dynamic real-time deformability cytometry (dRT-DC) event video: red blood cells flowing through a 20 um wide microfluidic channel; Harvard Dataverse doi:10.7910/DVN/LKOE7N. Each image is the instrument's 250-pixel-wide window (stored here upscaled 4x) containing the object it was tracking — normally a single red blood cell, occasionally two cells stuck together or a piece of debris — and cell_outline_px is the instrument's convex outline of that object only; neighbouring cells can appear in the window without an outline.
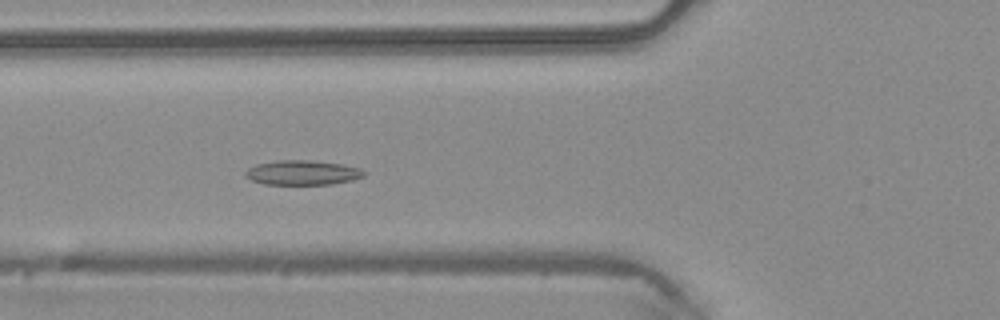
{"species": "common noctule bat (a hibernating species)", "species_latin": "Nyctalus noctula", "temperature_condition": "warm", "stored_images_in_passage": 46, "camera_frame_rate_fps": 3000, "um_per_image_px": 0.085, "animal": {"sex": "male", "body_mass_g": 20.4}, "frame": {"image": 1, "passage_image": 16, "time_ms": 5.0, "image_size_px": [1000, 320], "cell_outline_px": [[364, 176], [352, 180], [332, 184], [264, 184], [252, 180], [244, 176], [244, 172], [248, 168], [256, 164], [276, 160], [312, 160], [340, 164], [360, 168], [364, 172]], "centroid_in_image_um": [25.67, 14.67], "position_along_channel_um": 100.1, "area_um2": 16.99}}
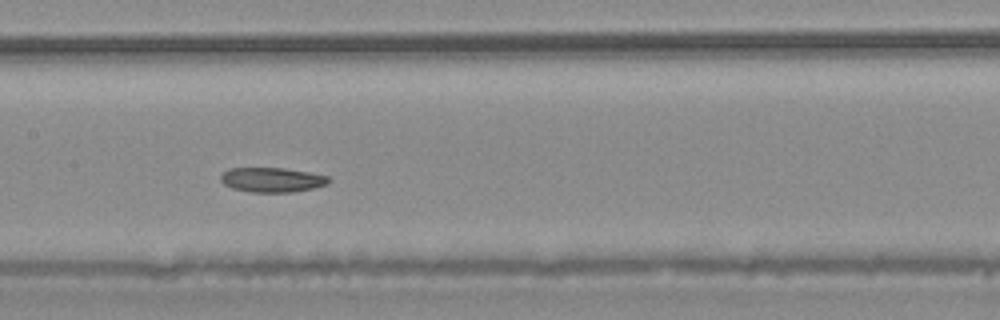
{"frame": {"image": 2, "passage_image": 22, "time_ms": 7.0, "image_size_px": [1000, 320], "cell_outline_px": [[332, 180], [328, 184], [312, 188], [292, 192], [252, 192], [232, 188], [224, 184], [220, 180], [220, 176], [228, 168], [284, 168], [308, 172], [328, 176]], "centroid_in_image_um": [23.13, 15.28], "position_along_channel_um": 184.3, "area_um2": 15.49}}
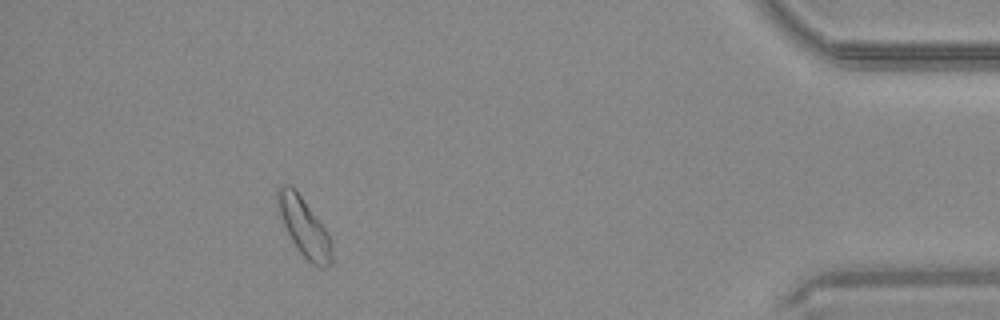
{"frame": {"image": 3, "passage_image": 42, "time_ms": 13.667, "image_size_px": [1000, 320], "cell_outline_px": [[332, 264], [328, 268], [320, 268], [312, 264], [300, 252], [292, 240], [284, 224], [276, 204], [276, 192], [280, 184], [288, 184], [300, 196], [328, 232], [332, 244]], "centroid_in_image_um": [25.87, 19.34], "position_along_channel_um": 409.3, "area_um2": 18.21}}